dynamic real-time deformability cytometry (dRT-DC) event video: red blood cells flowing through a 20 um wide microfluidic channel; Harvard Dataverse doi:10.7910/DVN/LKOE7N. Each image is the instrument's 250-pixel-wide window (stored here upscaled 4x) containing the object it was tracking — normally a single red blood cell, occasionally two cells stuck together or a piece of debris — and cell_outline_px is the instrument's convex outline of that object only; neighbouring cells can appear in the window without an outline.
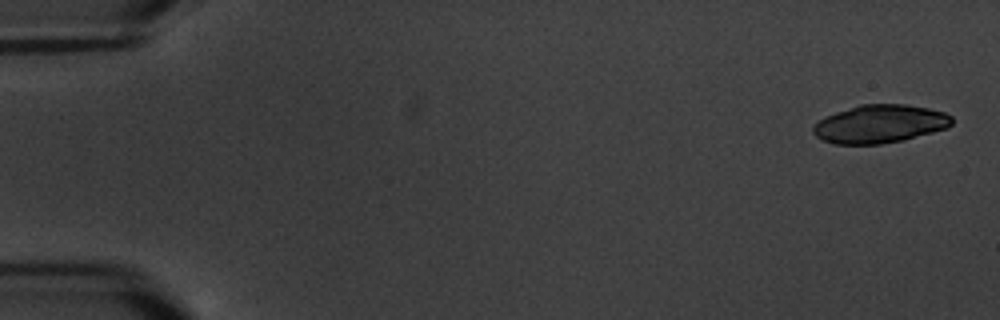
{"species": "common noctule bat (a hibernating species)", "species_latin": "Nyctalus noctula", "temperature_condition": "warm", "stored_images_in_passage": 5, "camera_frame_rate_fps": 3000, "um_per_image_px": 0.085, "animal": {"sex": "male", "body_mass_g": 20.1, "forearm_length_mm": 53.5}, "frame": {"image": 1, "passage_image": 1, "time_ms": 0.0, "image_size_px": [1000, 320], "cell_outline_px": [[952, 124], [948, 128], [904, 140], [880, 144], [836, 144], [824, 140], [816, 136], [812, 132], [812, 128], [824, 116], [860, 104], [904, 104], [928, 108], [944, 112], [952, 116]], "centroid_in_image_um": [74.8, 10.53], "position_along_channel_um": 10.2, "area_um2": 30.87}}